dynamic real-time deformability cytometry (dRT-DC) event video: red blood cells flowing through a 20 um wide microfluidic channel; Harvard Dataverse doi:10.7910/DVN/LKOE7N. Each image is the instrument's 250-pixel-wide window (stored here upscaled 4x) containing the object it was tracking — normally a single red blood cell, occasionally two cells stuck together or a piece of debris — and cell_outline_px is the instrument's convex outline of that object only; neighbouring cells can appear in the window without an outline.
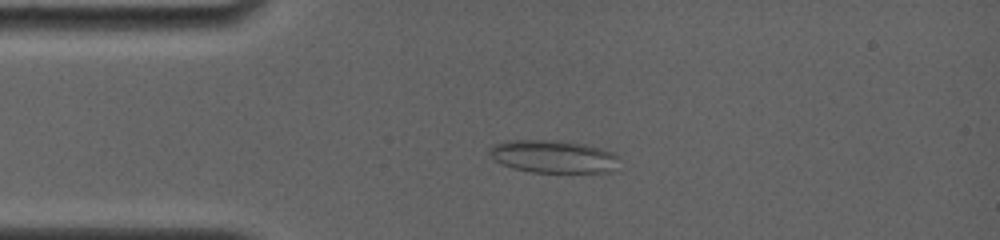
{"species": "common noctule bat (a hibernating species)", "species_latin": "Nyctalus noctula", "temperature_condition": "room temperature", "stored_images_in_passage": 63, "camera_frame_rate_fps": 4000, "um_per_image_px": 0.085, "animal": {"sex": "female", "body_mass_g": 19.0, "forearm_length_mm": 56.7}, "frame": {"image": 1, "passage_image": 14, "time_ms": 3.25, "image_size_px": [1000, 240], "cell_outline_px": [[620, 156], [612, 172], [532, 172], [512, 168], [500, 164], [492, 156], [488, 148], [504, 140], [556, 140], [588, 144], [612, 152]], "centroid_in_image_um": [47.04, 13.3], "position_along_channel_um": 38.0, "area_um2": 24.85}}
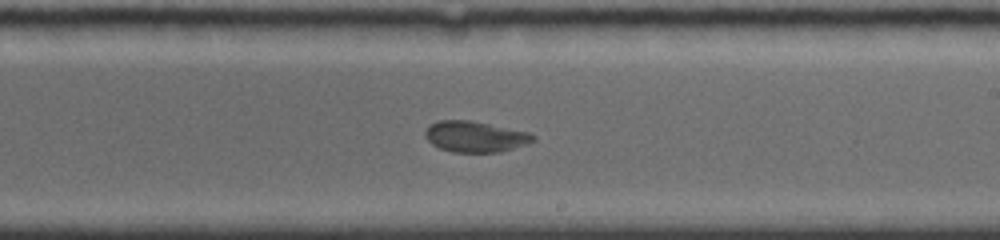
{"frame": {"image": 2, "passage_image": 38, "time_ms": 9.25, "image_size_px": [1000, 240], "cell_outline_px": [[536, 140], [500, 152], [452, 152], [440, 148], [432, 144], [424, 136], [424, 132], [436, 120], [468, 120], [528, 132], [536, 136]], "centroid_in_image_um": [40.36, 11.61], "position_along_channel_um": 248.6, "area_um2": 19.19}}
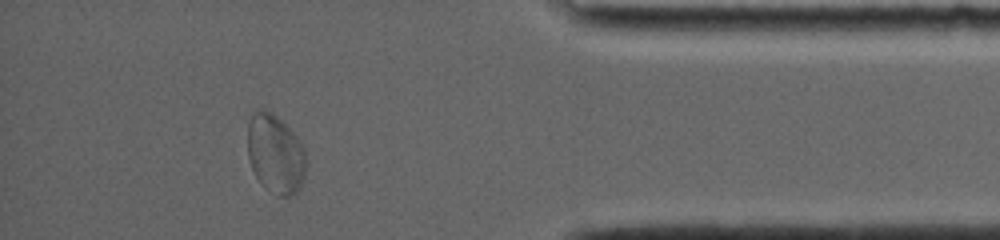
{"frame": {"image": 3, "passage_image": 57, "time_ms": 14.0, "image_size_px": [1000, 240], "cell_outline_px": [[304, 172], [300, 188], [292, 196], [280, 196], [264, 188], [260, 184], [252, 168], [248, 156], [248, 120], [252, 112], [260, 108], [272, 112], [296, 136], [304, 152]], "centroid_in_image_um": [23.36, 13.08], "position_along_channel_um": 411.8, "area_um2": 26.65}, "authors_computed_cell_mechanics": {"area_um2": 21.964, "velocity_mm_per_s": 3.8771, "shape_relaxation_time_tau1_ms": 8.964, "shape_relaxation_time_tau2_ms": null, "deformation_change_tau1": 0.1382, "deformation_change_tau2": null}}